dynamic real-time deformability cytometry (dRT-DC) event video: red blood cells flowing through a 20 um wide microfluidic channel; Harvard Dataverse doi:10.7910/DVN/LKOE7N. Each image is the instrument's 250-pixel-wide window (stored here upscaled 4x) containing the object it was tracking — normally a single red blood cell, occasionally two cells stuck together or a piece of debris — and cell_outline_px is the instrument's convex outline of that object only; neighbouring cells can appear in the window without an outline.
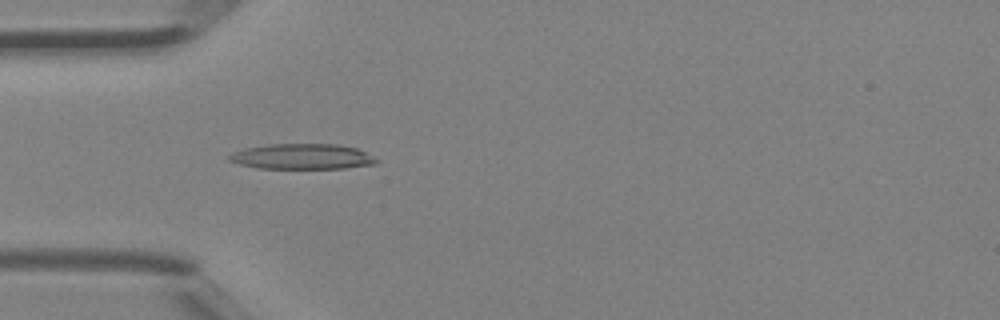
{"species": "Egyptian fruit bat (a non-hibernating species)", "species_latin": "Rousettus aegyptiacus", "temperature_condition": "room temperature", "stored_images_in_passage": 33, "camera_frame_rate_fps": 3000, "um_per_image_px": 0.085, "animal": {"sex": "female"}, "frame": {"image": 1, "passage_image": 2, "time_ms": 0.333, "image_size_px": [1000, 320], "cell_outline_px": [[380, 160], [376, 164], [344, 168], [256, 168], [240, 164], [228, 160], [228, 156], [232, 152], [244, 148], [268, 144], [336, 144], [356, 148]], "centroid_in_image_um": [25.66, 13.3], "position_along_channel_um": 59.3, "area_um2": 21.79}}
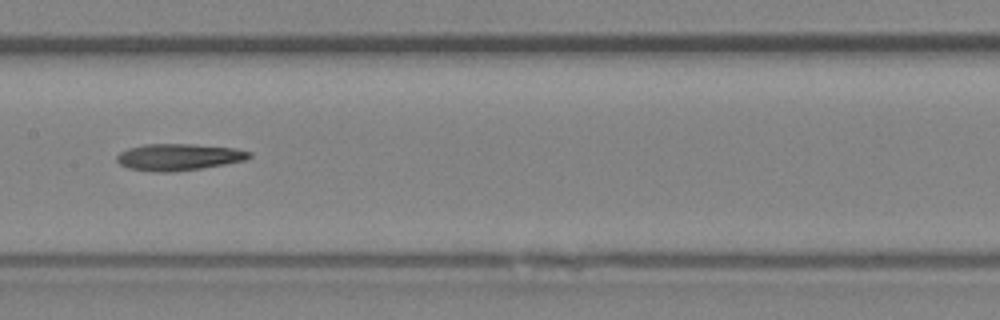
{"frame": {"image": 2, "passage_image": 11, "time_ms": 3.333, "image_size_px": [1000, 320], "cell_outline_px": [[252, 156], [244, 160], [224, 164], [200, 168], [172, 172], [152, 172], [128, 168], [120, 164], [116, 160], [116, 156], [120, 152], [128, 148], [144, 144], [192, 144], [236, 148], [252, 152]], "centroid_in_image_um": [15.16, 13.34], "position_along_channel_um": 192.2, "area_um2": 20.63}}
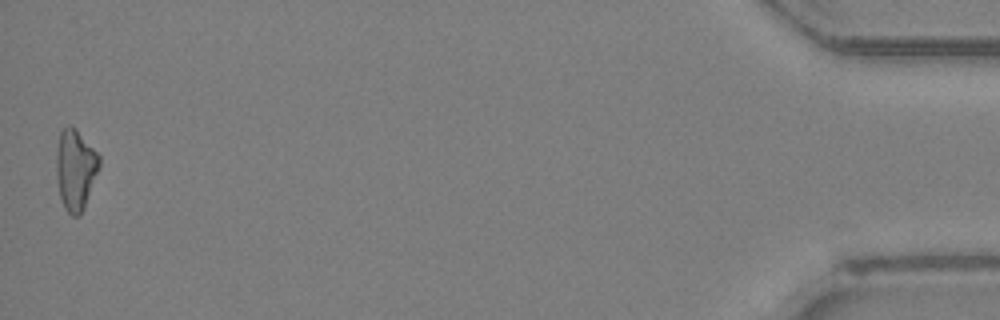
{"frame": {"image": 3, "passage_image": 33, "time_ms": 10.667, "image_size_px": [1000, 320], "cell_outline_px": [[100, 168], [84, 208], [80, 216], [72, 216], [64, 208], [60, 196], [56, 176], [56, 152], [60, 132], [68, 124], [76, 128], [100, 156]], "centroid_in_image_um": [6.42, 14.41], "position_along_channel_um": 428.8, "area_um2": 20.4}, "authors_computed_cell_mechanics": {"area_um2": 20.2878, "velocity_mm_per_s": 4.5432, "shape_relaxation_time_tau1_ms": 8.865, "shape_relaxation_time_tau2_ms": 4.6818, "deformation_change_tau1": 0.224, "deformation_change_tau2": 0.1697}}